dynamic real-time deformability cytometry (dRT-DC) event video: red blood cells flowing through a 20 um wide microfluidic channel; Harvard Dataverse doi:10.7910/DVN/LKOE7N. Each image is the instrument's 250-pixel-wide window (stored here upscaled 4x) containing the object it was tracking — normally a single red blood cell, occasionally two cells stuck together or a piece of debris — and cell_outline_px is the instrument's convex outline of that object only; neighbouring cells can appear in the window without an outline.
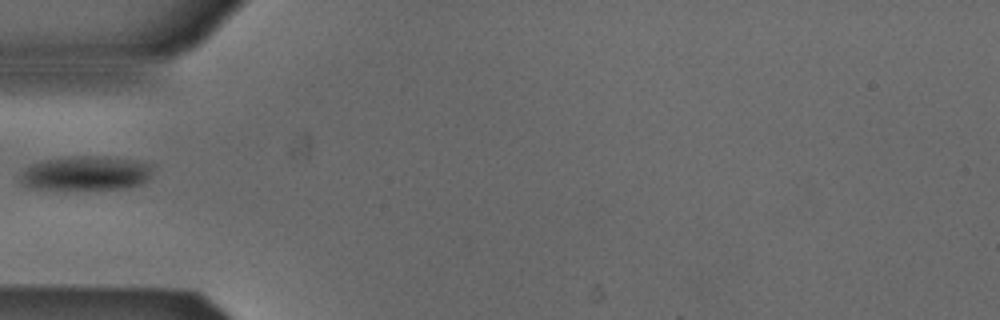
{"species": "Egyptian fruit bat (a non-hibernating species)", "species_latin": "Rousettus aegyptiacus", "temperature_condition": "cold", "stored_images_in_passage": 1, "camera_frame_rate_fps": 3000, "um_per_image_px": 0.085, "animal": {"sex": "male"}, "frame": {"image": 1, "passage_image": 1, "time_ms": 0.0, "image_size_px": [1000, 320], "cell_outline_px": [[148, 176], [140, 184], [128, 188], [32, 188], [24, 184], [20, 180], [24, 168], [32, 164], [44, 160], [64, 156], [104, 156], [132, 160], [148, 164]], "centroid_in_image_um": [7.22, 14.7], "position_along_channel_um": 77.8, "area_um2": 25.66}}